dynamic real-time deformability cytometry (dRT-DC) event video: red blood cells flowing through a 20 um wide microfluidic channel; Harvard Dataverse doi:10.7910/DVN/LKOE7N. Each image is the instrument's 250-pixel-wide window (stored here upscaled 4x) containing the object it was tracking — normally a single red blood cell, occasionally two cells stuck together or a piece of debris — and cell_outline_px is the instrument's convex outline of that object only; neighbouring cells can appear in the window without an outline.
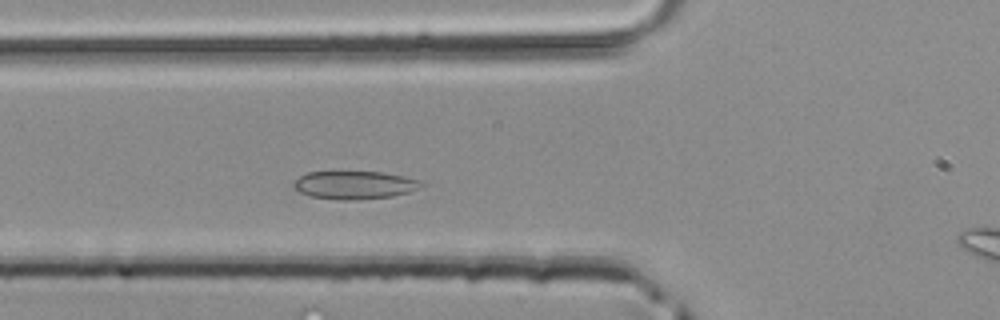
{"species": "common noctule bat (a hibernating species)", "species_latin": "Nyctalus noctula", "temperature_condition": "room temperature", "stored_images_in_passage": 38, "camera_frame_rate_fps": 3000, "um_per_image_px": 0.085, "animal": {"sex": "male", "body_mass_g": 20.4}, "frame": {"image": 1, "passage_image": 9, "time_ms": 2.667, "image_size_px": [1000, 320], "cell_outline_px": [[424, 184], [408, 192], [392, 196], [356, 200], [336, 200], [312, 196], [300, 192], [292, 188], [292, 184], [300, 176], [308, 172], [384, 172], [424, 180]], "centroid_in_image_um": [30.14, 15.72], "position_along_channel_um": 95.7, "area_um2": 20.92}}
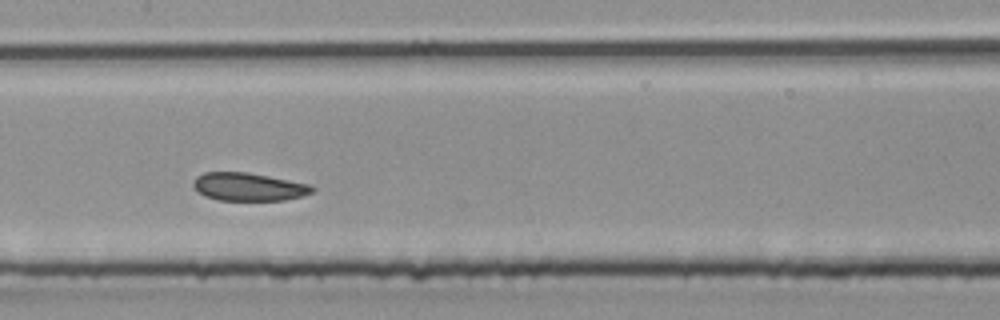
{"frame": {"image": 2, "passage_image": 15, "time_ms": 4.667, "image_size_px": [1000, 320], "cell_outline_px": [[316, 188], [312, 192], [304, 196], [284, 200], [216, 200], [204, 196], [192, 184], [192, 180], [196, 176], [204, 172], [248, 172], [312, 184]], "centroid_in_image_um": [21.16, 15.87], "position_along_channel_um": 186.2, "area_um2": 19.65}}
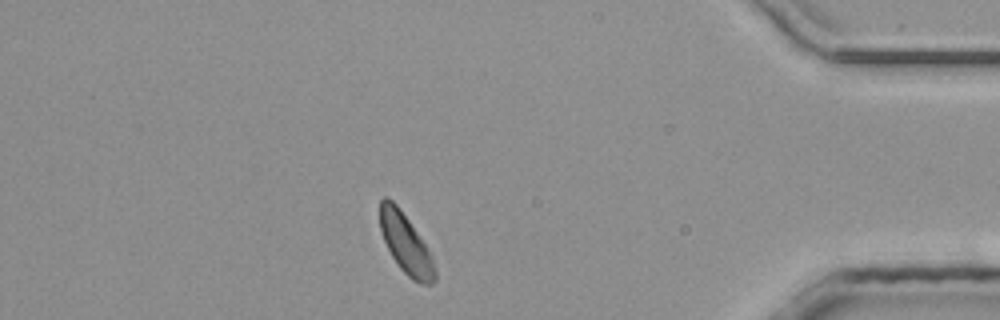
{"frame": {"image": 3, "passage_image": 32, "time_ms": 10.333, "image_size_px": [1000, 320], "cell_outline_px": [[436, 280], [432, 284], [420, 284], [412, 280], [400, 268], [392, 256], [384, 240], [380, 228], [380, 200], [384, 196], [392, 200], [396, 204], [408, 220], [428, 248], [432, 256], [436, 272]], "centroid_in_image_um": [34.5, 20.75], "position_along_channel_um": 400.7, "area_um2": 18.96}}